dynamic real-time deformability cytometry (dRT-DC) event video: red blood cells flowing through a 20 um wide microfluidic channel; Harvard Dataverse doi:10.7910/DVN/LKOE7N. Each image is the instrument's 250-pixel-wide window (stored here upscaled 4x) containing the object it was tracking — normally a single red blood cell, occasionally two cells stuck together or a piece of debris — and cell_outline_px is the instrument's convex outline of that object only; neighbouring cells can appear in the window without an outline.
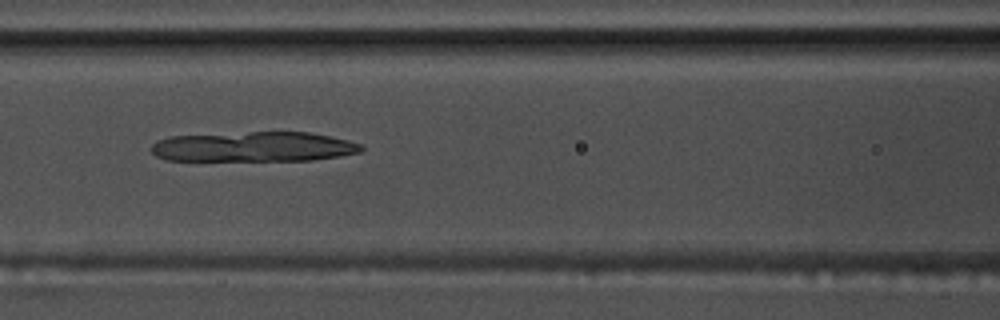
{"species": "common noctule bat (a hibernating species)", "species_latin": "Nyctalus noctula", "temperature_condition": "warm", "stored_images_in_passage": 49, "camera_frame_rate_fps": 3000, "um_per_image_px": 0.085, "animal": {"sex": "male", "body_mass_g": 17.5, "forearm_length_mm": 52.3}, "frame": {"image": 1, "passage_image": 24, "time_ms": 7.667, "image_size_px": [1000, 320], "cell_outline_px": [[364, 148], [360, 152], [340, 156], [312, 160], [168, 160], [156, 156], [152, 152], [152, 144], [160, 140], [172, 136], [252, 132], [308, 132], [332, 136], [364, 144]], "centroid_in_image_um": [21.64, 12.47], "position_along_channel_um": 145.0, "area_um2": 36.53}}